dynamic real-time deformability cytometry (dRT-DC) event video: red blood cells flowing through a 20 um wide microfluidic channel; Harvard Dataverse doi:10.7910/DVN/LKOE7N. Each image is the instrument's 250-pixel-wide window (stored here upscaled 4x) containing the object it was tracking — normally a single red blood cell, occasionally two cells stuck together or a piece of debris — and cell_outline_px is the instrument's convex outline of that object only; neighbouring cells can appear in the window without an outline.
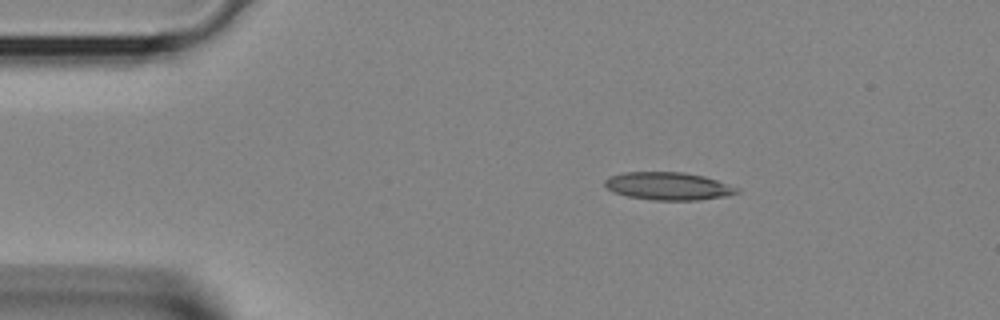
{"species": "Egyptian fruit bat (a non-hibernating species)", "species_latin": "Rousettus aegyptiacus", "temperature_condition": "room temperature", "stored_images_in_passage": 32, "camera_frame_rate_fps": 3000, "um_per_image_px": 0.085, "animal": {"sex": "female"}, "frame": {"image": 1, "passage_image": 1, "time_ms": 0.0, "image_size_px": [1000, 320], "cell_outline_px": [[728, 192], [712, 196], [636, 196], [620, 192], [612, 188], [608, 184], [620, 176], [640, 172], [664, 172], [696, 176], [712, 180]], "centroid_in_image_um": [56.58, 15.73], "position_along_channel_um": 28.4, "area_um2": 15.95}}
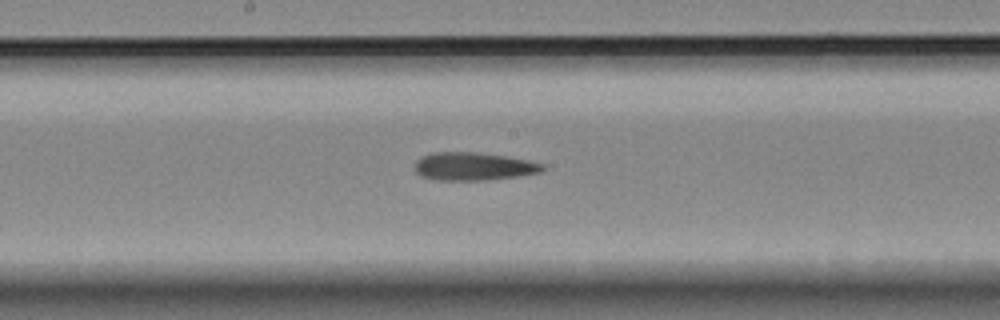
{"frame": {"image": 2, "passage_image": 14, "time_ms": 4.333, "image_size_px": [1000, 320], "cell_outline_px": [[540, 168], [528, 172], [496, 176], [432, 176], [424, 172], [420, 168], [420, 164], [424, 160], [432, 156], [488, 156], [516, 160], [532, 164]], "centroid_in_image_um": [40.27, 14.13], "position_along_channel_um": 207.9, "area_um2": 14.1}}
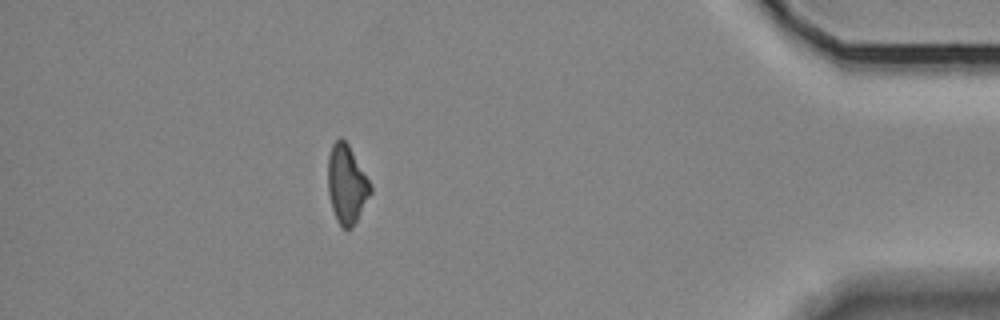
{"frame": {"image": 3, "passage_image": 28, "time_ms": 9.0, "image_size_px": [1000, 320], "cell_outline_px": [[368, 192], [356, 216], [348, 228], [344, 228], [340, 224], [332, 200], [328, 180], [328, 168], [332, 148], [340, 140], [348, 148], [364, 176], [368, 184]], "centroid_in_image_um": [29.41, 15.67], "position_along_channel_um": 405.8, "area_um2": 16.24}}